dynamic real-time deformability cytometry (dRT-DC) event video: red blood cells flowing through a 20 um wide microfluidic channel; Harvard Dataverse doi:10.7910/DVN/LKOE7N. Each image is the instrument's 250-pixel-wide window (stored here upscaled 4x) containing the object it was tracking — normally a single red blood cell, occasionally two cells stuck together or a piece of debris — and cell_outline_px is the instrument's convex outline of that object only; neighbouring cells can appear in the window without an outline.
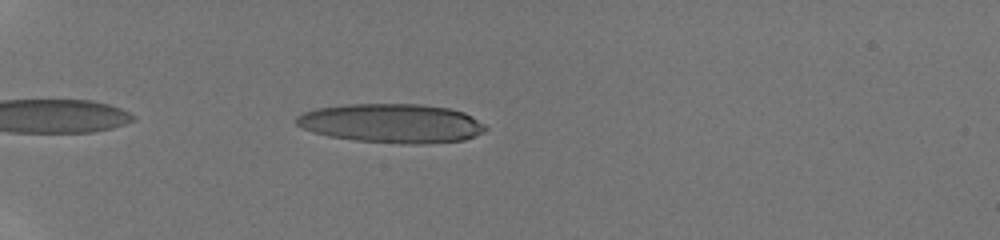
{"species": "human", "species_latin": "Homo sapiens", "temperature_condition": "room temperature", "stored_images_in_passage": 11, "camera_frame_rate_fps": 3000, "um_per_image_px": 0.085, "donor": {"sex": "male"}, "frame": {"image": 1, "passage_image": 3, "time_ms": 1.0, "image_size_px": [1000, 240], "cell_outline_px": [[488, 128], [484, 132], [476, 136], [464, 140], [428, 144], [400, 144], [356, 140], [328, 136], [312, 132], [296, 124], [296, 116], [304, 112], [316, 108], [344, 104], [420, 104], [448, 108], [464, 112], [472, 116], [484, 124]], "centroid_in_image_um": [33.32, 10.48], "position_along_channel_um": 51.7, "area_um2": 43.41}}
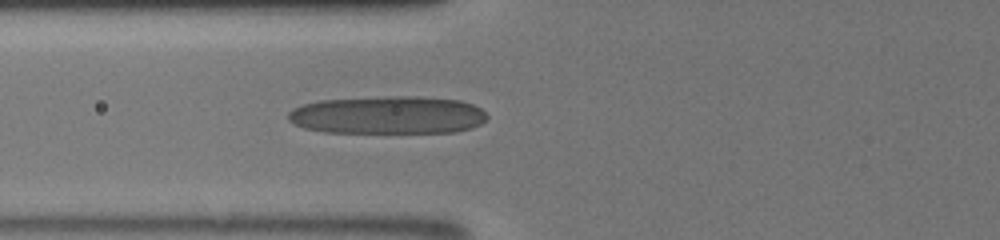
{"frame": {"image": 2, "passage_image": 8, "time_ms": 3.0, "image_size_px": [1000, 240], "cell_outline_px": [[488, 116], [480, 124], [472, 128], [456, 132], [324, 132], [304, 128], [292, 124], [288, 120], [288, 112], [292, 108], [304, 104], [320, 100], [396, 96], [416, 96], [460, 100], [472, 104], [480, 108]], "centroid_in_image_um": [32.95, 9.78], "position_along_channel_um": 92.9, "area_um2": 43.93}}
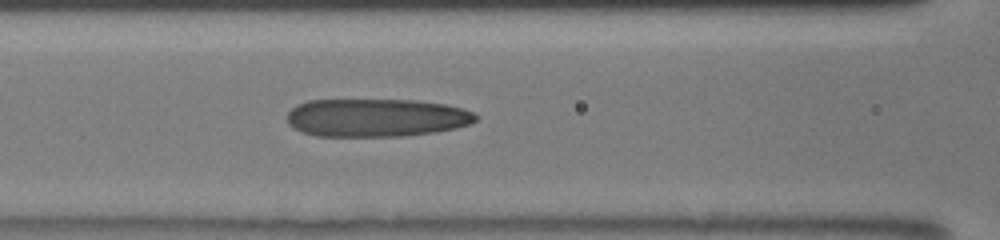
{"frame": {"image": 3, "passage_image": 11, "time_ms": 4.0, "image_size_px": [1000, 240], "cell_outline_px": [[476, 120], [468, 124], [456, 128], [436, 132], [400, 136], [316, 136], [300, 132], [292, 128], [288, 124], [288, 112], [296, 104], [308, 100], [416, 100], [444, 104], [460, 108], [472, 112], [476, 116]], "centroid_in_image_um": [31.92, 10.0], "position_along_channel_um": 134.7, "area_um2": 41.96}}